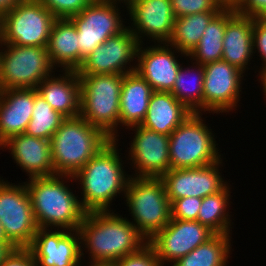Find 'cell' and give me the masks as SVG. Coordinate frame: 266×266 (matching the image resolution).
Listing matches in <instances>:
<instances>
[{
    "instance_id": "6da1fadb",
    "label": "cell",
    "mask_w": 266,
    "mask_h": 266,
    "mask_svg": "<svg viewBox=\"0 0 266 266\" xmlns=\"http://www.w3.org/2000/svg\"><path fill=\"white\" fill-rule=\"evenodd\" d=\"M115 212H86L78 228L82 260L88 254L87 263L116 262L148 242L128 218Z\"/></svg>"
},
{
    "instance_id": "7a4b0ae2",
    "label": "cell",
    "mask_w": 266,
    "mask_h": 266,
    "mask_svg": "<svg viewBox=\"0 0 266 266\" xmlns=\"http://www.w3.org/2000/svg\"><path fill=\"white\" fill-rule=\"evenodd\" d=\"M118 141L111 139L73 176L82 189L79 200L86 212L113 211L115 198H124L130 174L124 169Z\"/></svg>"
},
{
    "instance_id": "3957f363",
    "label": "cell",
    "mask_w": 266,
    "mask_h": 266,
    "mask_svg": "<svg viewBox=\"0 0 266 266\" xmlns=\"http://www.w3.org/2000/svg\"><path fill=\"white\" fill-rule=\"evenodd\" d=\"M73 176L53 175L25 181L34 217L39 228L78 230L86 211L69 187ZM74 192V193H73Z\"/></svg>"
},
{
    "instance_id": "277c9868",
    "label": "cell",
    "mask_w": 266,
    "mask_h": 266,
    "mask_svg": "<svg viewBox=\"0 0 266 266\" xmlns=\"http://www.w3.org/2000/svg\"><path fill=\"white\" fill-rule=\"evenodd\" d=\"M110 140L80 116L66 118L50 139L55 174L74 176Z\"/></svg>"
},
{
    "instance_id": "5b68a950",
    "label": "cell",
    "mask_w": 266,
    "mask_h": 266,
    "mask_svg": "<svg viewBox=\"0 0 266 266\" xmlns=\"http://www.w3.org/2000/svg\"><path fill=\"white\" fill-rule=\"evenodd\" d=\"M80 117L101 129L109 138H119L120 93L123 75L78 74Z\"/></svg>"
},
{
    "instance_id": "8992f818",
    "label": "cell",
    "mask_w": 266,
    "mask_h": 266,
    "mask_svg": "<svg viewBox=\"0 0 266 266\" xmlns=\"http://www.w3.org/2000/svg\"><path fill=\"white\" fill-rule=\"evenodd\" d=\"M124 196L129 220L147 241L171 220V202L160 177L130 176Z\"/></svg>"
},
{
    "instance_id": "52a82bcc",
    "label": "cell",
    "mask_w": 266,
    "mask_h": 266,
    "mask_svg": "<svg viewBox=\"0 0 266 266\" xmlns=\"http://www.w3.org/2000/svg\"><path fill=\"white\" fill-rule=\"evenodd\" d=\"M202 113H192L169 135L171 169H186L218 162L222 155ZM217 146V147H216Z\"/></svg>"
},
{
    "instance_id": "ba28073f",
    "label": "cell",
    "mask_w": 266,
    "mask_h": 266,
    "mask_svg": "<svg viewBox=\"0 0 266 266\" xmlns=\"http://www.w3.org/2000/svg\"><path fill=\"white\" fill-rule=\"evenodd\" d=\"M55 71L47 47L0 43V90L36 89Z\"/></svg>"
},
{
    "instance_id": "9c48e42d",
    "label": "cell",
    "mask_w": 266,
    "mask_h": 266,
    "mask_svg": "<svg viewBox=\"0 0 266 266\" xmlns=\"http://www.w3.org/2000/svg\"><path fill=\"white\" fill-rule=\"evenodd\" d=\"M55 20L39 0H21L0 17V43L47 47Z\"/></svg>"
},
{
    "instance_id": "30bf717a",
    "label": "cell",
    "mask_w": 266,
    "mask_h": 266,
    "mask_svg": "<svg viewBox=\"0 0 266 266\" xmlns=\"http://www.w3.org/2000/svg\"><path fill=\"white\" fill-rule=\"evenodd\" d=\"M120 5L125 7L120 1L93 0L80 13L70 18L77 28L79 67L95 48L127 27Z\"/></svg>"
},
{
    "instance_id": "8fae6325",
    "label": "cell",
    "mask_w": 266,
    "mask_h": 266,
    "mask_svg": "<svg viewBox=\"0 0 266 266\" xmlns=\"http://www.w3.org/2000/svg\"><path fill=\"white\" fill-rule=\"evenodd\" d=\"M0 222L7 240L15 248H28L38 226L25 182L0 181Z\"/></svg>"
},
{
    "instance_id": "7c38bea8",
    "label": "cell",
    "mask_w": 266,
    "mask_h": 266,
    "mask_svg": "<svg viewBox=\"0 0 266 266\" xmlns=\"http://www.w3.org/2000/svg\"><path fill=\"white\" fill-rule=\"evenodd\" d=\"M203 66V113L208 112L213 115L226 113L227 115L236 111L239 107L238 102L242 98V89H244L242 82L245 73L223 60Z\"/></svg>"
},
{
    "instance_id": "4fadbf2b",
    "label": "cell",
    "mask_w": 266,
    "mask_h": 266,
    "mask_svg": "<svg viewBox=\"0 0 266 266\" xmlns=\"http://www.w3.org/2000/svg\"><path fill=\"white\" fill-rule=\"evenodd\" d=\"M139 45L135 35L126 27L87 55L76 72L78 74L118 75L133 72L136 68Z\"/></svg>"
},
{
    "instance_id": "5bb4252c",
    "label": "cell",
    "mask_w": 266,
    "mask_h": 266,
    "mask_svg": "<svg viewBox=\"0 0 266 266\" xmlns=\"http://www.w3.org/2000/svg\"><path fill=\"white\" fill-rule=\"evenodd\" d=\"M134 131L133 139L129 143V165L135 172L130 176L161 177L171 169L169 156V136L135 125L127 128ZM137 172V173H136Z\"/></svg>"
},
{
    "instance_id": "9a60e30c",
    "label": "cell",
    "mask_w": 266,
    "mask_h": 266,
    "mask_svg": "<svg viewBox=\"0 0 266 266\" xmlns=\"http://www.w3.org/2000/svg\"><path fill=\"white\" fill-rule=\"evenodd\" d=\"M215 233L198 221L171 219L148 242L154 247L161 266H171Z\"/></svg>"
},
{
    "instance_id": "2e32d148",
    "label": "cell",
    "mask_w": 266,
    "mask_h": 266,
    "mask_svg": "<svg viewBox=\"0 0 266 266\" xmlns=\"http://www.w3.org/2000/svg\"><path fill=\"white\" fill-rule=\"evenodd\" d=\"M131 20L129 30L140 44L147 41L168 43L174 30L175 16L170 0H131L125 8ZM146 36V37H145Z\"/></svg>"
},
{
    "instance_id": "e0dca14e",
    "label": "cell",
    "mask_w": 266,
    "mask_h": 266,
    "mask_svg": "<svg viewBox=\"0 0 266 266\" xmlns=\"http://www.w3.org/2000/svg\"><path fill=\"white\" fill-rule=\"evenodd\" d=\"M222 163L221 158L206 166L168 170L160 178L170 202L184 197L204 198L221 191L229 182L220 173Z\"/></svg>"
},
{
    "instance_id": "ac0fdd59",
    "label": "cell",
    "mask_w": 266,
    "mask_h": 266,
    "mask_svg": "<svg viewBox=\"0 0 266 266\" xmlns=\"http://www.w3.org/2000/svg\"><path fill=\"white\" fill-rule=\"evenodd\" d=\"M36 266H83L78 230L38 228L28 247Z\"/></svg>"
},
{
    "instance_id": "d6986e66",
    "label": "cell",
    "mask_w": 266,
    "mask_h": 266,
    "mask_svg": "<svg viewBox=\"0 0 266 266\" xmlns=\"http://www.w3.org/2000/svg\"><path fill=\"white\" fill-rule=\"evenodd\" d=\"M143 44L139 45L137 51L135 71L148 82L153 91L171 92L182 65L178 57L181 55V59L183 56L187 60L188 55L168 43H154L150 46Z\"/></svg>"
},
{
    "instance_id": "ffe728a7",
    "label": "cell",
    "mask_w": 266,
    "mask_h": 266,
    "mask_svg": "<svg viewBox=\"0 0 266 266\" xmlns=\"http://www.w3.org/2000/svg\"><path fill=\"white\" fill-rule=\"evenodd\" d=\"M1 149L11 152L14 163L26 172L28 179L56 175L49 140L22 133L9 137L1 144Z\"/></svg>"
},
{
    "instance_id": "44dd1931",
    "label": "cell",
    "mask_w": 266,
    "mask_h": 266,
    "mask_svg": "<svg viewBox=\"0 0 266 266\" xmlns=\"http://www.w3.org/2000/svg\"><path fill=\"white\" fill-rule=\"evenodd\" d=\"M46 77L36 87L51 107L65 118L80 116V79L74 70H60ZM55 75V76H54Z\"/></svg>"
},
{
    "instance_id": "7402d4cb",
    "label": "cell",
    "mask_w": 266,
    "mask_h": 266,
    "mask_svg": "<svg viewBox=\"0 0 266 266\" xmlns=\"http://www.w3.org/2000/svg\"><path fill=\"white\" fill-rule=\"evenodd\" d=\"M34 108V89L0 90V144L25 132Z\"/></svg>"
},
{
    "instance_id": "603a6c76",
    "label": "cell",
    "mask_w": 266,
    "mask_h": 266,
    "mask_svg": "<svg viewBox=\"0 0 266 266\" xmlns=\"http://www.w3.org/2000/svg\"><path fill=\"white\" fill-rule=\"evenodd\" d=\"M253 22V17L236 12L226 23L223 39L222 60L244 73L254 56Z\"/></svg>"
},
{
    "instance_id": "cb8c5ba5",
    "label": "cell",
    "mask_w": 266,
    "mask_h": 266,
    "mask_svg": "<svg viewBox=\"0 0 266 266\" xmlns=\"http://www.w3.org/2000/svg\"><path fill=\"white\" fill-rule=\"evenodd\" d=\"M191 114L171 92L153 91L147 113L140 125L169 136Z\"/></svg>"
},
{
    "instance_id": "d4e9b609",
    "label": "cell",
    "mask_w": 266,
    "mask_h": 266,
    "mask_svg": "<svg viewBox=\"0 0 266 266\" xmlns=\"http://www.w3.org/2000/svg\"><path fill=\"white\" fill-rule=\"evenodd\" d=\"M153 89L136 71L123 75L119 129L140 125L148 110Z\"/></svg>"
},
{
    "instance_id": "484cf974",
    "label": "cell",
    "mask_w": 266,
    "mask_h": 266,
    "mask_svg": "<svg viewBox=\"0 0 266 266\" xmlns=\"http://www.w3.org/2000/svg\"><path fill=\"white\" fill-rule=\"evenodd\" d=\"M77 28L70 18H56L47 45L50 62L60 70L79 68ZM62 68V69H61Z\"/></svg>"
},
{
    "instance_id": "4316f807",
    "label": "cell",
    "mask_w": 266,
    "mask_h": 266,
    "mask_svg": "<svg viewBox=\"0 0 266 266\" xmlns=\"http://www.w3.org/2000/svg\"><path fill=\"white\" fill-rule=\"evenodd\" d=\"M234 6H225L207 25L199 43L188 55V60L201 65L222 60L223 39L227 21L236 13Z\"/></svg>"
},
{
    "instance_id": "83f0119b",
    "label": "cell",
    "mask_w": 266,
    "mask_h": 266,
    "mask_svg": "<svg viewBox=\"0 0 266 266\" xmlns=\"http://www.w3.org/2000/svg\"><path fill=\"white\" fill-rule=\"evenodd\" d=\"M189 63L188 67L182 63L171 93L190 112L203 114L204 66L192 60Z\"/></svg>"
},
{
    "instance_id": "f1b7e54d",
    "label": "cell",
    "mask_w": 266,
    "mask_h": 266,
    "mask_svg": "<svg viewBox=\"0 0 266 266\" xmlns=\"http://www.w3.org/2000/svg\"><path fill=\"white\" fill-rule=\"evenodd\" d=\"M231 187L229 182L221 191L202 198L197 221L215 234H232L233 216L229 214L228 209L232 203Z\"/></svg>"
},
{
    "instance_id": "f546056e",
    "label": "cell",
    "mask_w": 266,
    "mask_h": 266,
    "mask_svg": "<svg viewBox=\"0 0 266 266\" xmlns=\"http://www.w3.org/2000/svg\"><path fill=\"white\" fill-rule=\"evenodd\" d=\"M231 235L215 234L171 266H228L231 251H234Z\"/></svg>"
},
{
    "instance_id": "4dcf8cb0",
    "label": "cell",
    "mask_w": 266,
    "mask_h": 266,
    "mask_svg": "<svg viewBox=\"0 0 266 266\" xmlns=\"http://www.w3.org/2000/svg\"><path fill=\"white\" fill-rule=\"evenodd\" d=\"M219 12H200L175 18L173 34L168 44L189 55L199 43L207 25Z\"/></svg>"
},
{
    "instance_id": "1f68e13d",
    "label": "cell",
    "mask_w": 266,
    "mask_h": 266,
    "mask_svg": "<svg viewBox=\"0 0 266 266\" xmlns=\"http://www.w3.org/2000/svg\"><path fill=\"white\" fill-rule=\"evenodd\" d=\"M66 118L55 111L45 99L34 89V108L25 134L49 140Z\"/></svg>"
},
{
    "instance_id": "d6a6232c",
    "label": "cell",
    "mask_w": 266,
    "mask_h": 266,
    "mask_svg": "<svg viewBox=\"0 0 266 266\" xmlns=\"http://www.w3.org/2000/svg\"><path fill=\"white\" fill-rule=\"evenodd\" d=\"M175 18L209 11H221L222 0H170Z\"/></svg>"
},
{
    "instance_id": "836d02e7",
    "label": "cell",
    "mask_w": 266,
    "mask_h": 266,
    "mask_svg": "<svg viewBox=\"0 0 266 266\" xmlns=\"http://www.w3.org/2000/svg\"><path fill=\"white\" fill-rule=\"evenodd\" d=\"M55 18H71L80 13L93 0H39Z\"/></svg>"
},
{
    "instance_id": "e575fe53",
    "label": "cell",
    "mask_w": 266,
    "mask_h": 266,
    "mask_svg": "<svg viewBox=\"0 0 266 266\" xmlns=\"http://www.w3.org/2000/svg\"><path fill=\"white\" fill-rule=\"evenodd\" d=\"M202 198L184 197L171 203V219L197 221Z\"/></svg>"
},
{
    "instance_id": "d590c367",
    "label": "cell",
    "mask_w": 266,
    "mask_h": 266,
    "mask_svg": "<svg viewBox=\"0 0 266 266\" xmlns=\"http://www.w3.org/2000/svg\"><path fill=\"white\" fill-rule=\"evenodd\" d=\"M118 266H161L154 247L147 242L137 252L116 261Z\"/></svg>"
},
{
    "instance_id": "8d00e7d4",
    "label": "cell",
    "mask_w": 266,
    "mask_h": 266,
    "mask_svg": "<svg viewBox=\"0 0 266 266\" xmlns=\"http://www.w3.org/2000/svg\"><path fill=\"white\" fill-rule=\"evenodd\" d=\"M258 51V52H257ZM258 55L262 62L258 74L266 68V18H254L253 22V54Z\"/></svg>"
},
{
    "instance_id": "74e56055",
    "label": "cell",
    "mask_w": 266,
    "mask_h": 266,
    "mask_svg": "<svg viewBox=\"0 0 266 266\" xmlns=\"http://www.w3.org/2000/svg\"><path fill=\"white\" fill-rule=\"evenodd\" d=\"M0 266H36L28 248H15L3 258Z\"/></svg>"
},
{
    "instance_id": "f35d334b",
    "label": "cell",
    "mask_w": 266,
    "mask_h": 266,
    "mask_svg": "<svg viewBox=\"0 0 266 266\" xmlns=\"http://www.w3.org/2000/svg\"><path fill=\"white\" fill-rule=\"evenodd\" d=\"M234 7L242 15L266 18V0H239Z\"/></svg>"
},
{
    "instance_id": "ab89813d",
    "label": "cell",
    "mask_w": 266,
    "mask_h": 266,
    "mask_svg": "<svg viewBox=\"0 0 266 266\" xmlns=\"http://www.w3.org/2000/svg\"><path fill=\"white\" fill-rule=\"evenodd\" d=\"M21 0H0V17L13 9Z\"/></svg>"
},
{
    "instance_id": "60d3db41",
    "label": "cell",
    "mask_w": 266,
    "mask_h": 266,
    "mask_svg": "<svg viewBox=\"0 0 266 266\" xmlns=\"http://www.w3.org/2000/svg\"><path fill=\"white\" fill-rule=\"evenodd\" d=\"M13 249H15V247L11 243H0V263L10 250Z\"/></svg>"
},
{
    "instance_id": "b9f144b4",
    "label": "cell",
    "mask_w": 266,
    "mask_h": 266,
    "mask_svg": "<svg viewBox=\"0 0 266 266\" xmlns=\"http://www.w3.org/2000/svg\"><path fill=\"white\" fill-rule=\"evenodd\" d=\"M258 77H260V78H258L257 80H258V82H261L260 84V86H262L261 88V90H262V92H264L263 94H264V98H266V68H264L259 74H258ZM264 100H266V99H264Z\"/></svg>"
},
{
    "instance_id": "7bdbcfd3",
    "label": "cell",
    "mask_w": 266,
    "mask_h": 266,
    "mask_svg": "<svg viewBox=\"0 0 266 266\" xmlns=\"http://www.w3.org/2000/svg\"><path fill=\"white\" fill-rule=\"evenodd\" d=\"M85 265H88V266H118L117 262H110V261L90 262V263L85 264Z\"/></svg>"
},
{
    "instance_id": "ee69618b",
    "label": "cell",
    "mask_w": 266,
    "mask_h": 266,
    "mask_svg": "<svg viewBox=\"0 0 266 266\" xmlns=\"http://www.w3.org/2000/svg\"><path fill=\"white\" fill-rule=\"evenodd\" d=\"M0 243H10L7 240V238H6L5 234H4V231H3V227H2L1 222H0Z\"/></svg>"
},
{
    "instance_id": "f6af8a7d",
    "label": "cell",
    "mask_w": 266,
    "mask_h": 266,
    "mask_svg": "<svg viewBox=\"0 0 266 266\" xmlns=\"http://www.w3.org/2000/svg\"><path fill=\"white\" fill-rule=\"evenodd\" d=\"M227 6H234L239 0H222Z\"/></svg>"
},
{
    "instance_id": "bcb514c9",
    "label": "cell",
    "mask_w": 266,
    "mask_h": 266,
    "mask_svg": "<svg viewBox=\"0 0 266 266\" xmlns=\"http://www.w3.org/2000/svg\"><path fill=\"white\" fill-rule=\"evenodd\" d=\"M113 1H120V2H122L123 5L126 6V4H127L129 1H131V0H113Z\"/></svg>"
}]
</instances>
